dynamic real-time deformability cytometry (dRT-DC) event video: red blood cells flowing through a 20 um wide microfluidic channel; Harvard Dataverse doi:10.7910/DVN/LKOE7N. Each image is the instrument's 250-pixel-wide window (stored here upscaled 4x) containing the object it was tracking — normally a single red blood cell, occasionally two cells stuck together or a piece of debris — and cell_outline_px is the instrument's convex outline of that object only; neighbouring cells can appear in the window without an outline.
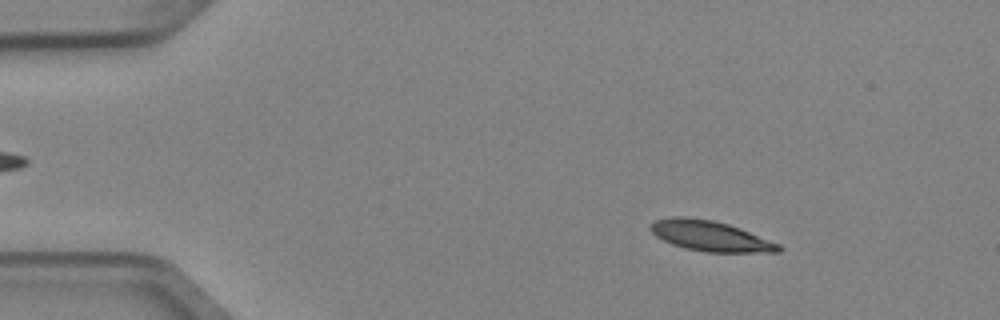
{"species": "Egyptian fruit bat (a non-hibernating species)", "species_latin": "Rousettus aegyptiacus", "temperature_condition": "cold", "stored_images_in_passage": 4, "camera_frame_rate_fps": 3000, "um_per_image_px": 0.085, "animal": {"sex": "female"}, "frame": {"image": 1, "passage_image": 2, "time_ms": 0.333, "image_size_px": [1000, 320], "cell_outline_px": [[784, 248], [780, 252], [704, 252], [684, 248], [672, 244], [656, 236], [652, 232], [652, 224], [656, 220], [672, 216], [684, 216], [712, 220], [728, 224], [740, 228], [780, 244]], "centroid_in_image_um": [60.41, 20.06], "position_along_channel_um": 24.6, "area_um2": 22.54}}